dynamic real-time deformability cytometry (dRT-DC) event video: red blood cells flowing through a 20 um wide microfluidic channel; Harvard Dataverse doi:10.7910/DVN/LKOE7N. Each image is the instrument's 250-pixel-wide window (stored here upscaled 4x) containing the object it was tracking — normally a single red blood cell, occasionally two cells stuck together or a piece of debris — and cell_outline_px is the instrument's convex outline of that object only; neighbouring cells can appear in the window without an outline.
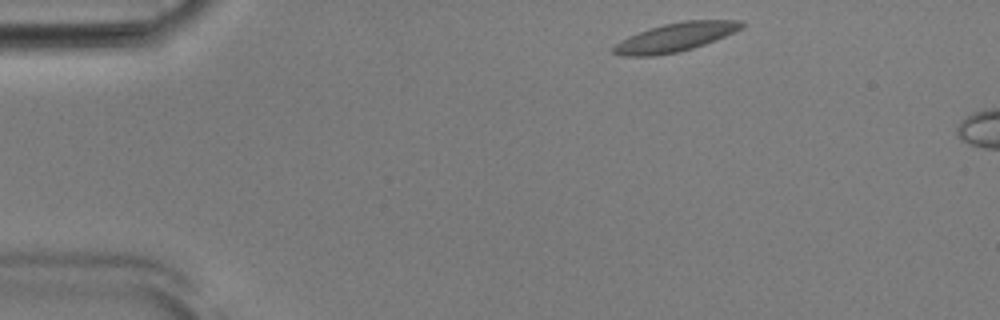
{"species": "Egyptian fruit bat (a non-hibernating species)", "species_latin": "Rousettus aegyptiacus", "temperature_condition": "room temperature", "stored_images_in_passage": 46, "camera_frame_rate_fps": 3000, "um_per_image_px": 0.085, "animal": {"sex": "male"}, "frame": {"image": 1, "passage_image": 2, "time_ms": 0.333, "image_size_px": [1000, 320], "cell_outline_px": [[744, 28], [716, 40], [680, 52], [652, 56], [620, 56], [612, 52], [612, 48], [620, 40], [628, 36], [664, 24], [684, 20], [740, 20], [744, 24]], "centroid_in_image_um": [57.41, 3.17], "position_along_channel_um": 27.6, "area_um2": 21.39}}
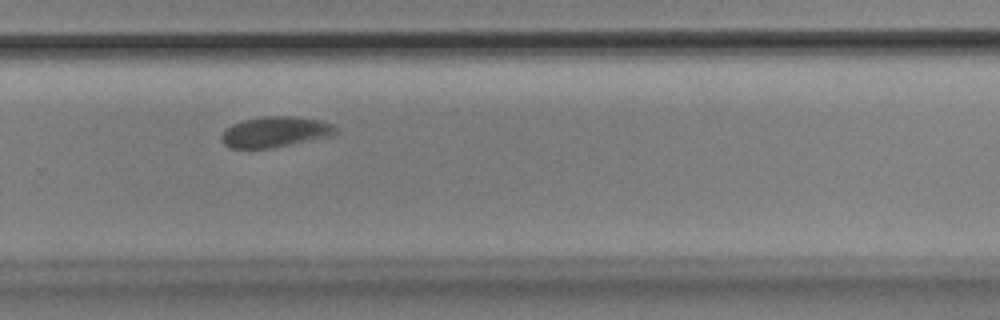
{"frame": {"image": 2, "passage_image": 30, "time_ms": 9.667, "image_size_px": [1000, 320], "cell_outline_px": [[340, 132], [332, 136], [272, 148], [228, 148], [220, 140], [220, 136], [232, 124], [244, 120], [264, 116], [292, 116], [320, 120], [332, 124]], "centroid_in_image_um": [23.41, 11.22], "position_along_channel_um": 306.4, "area_um2": 20.46}}
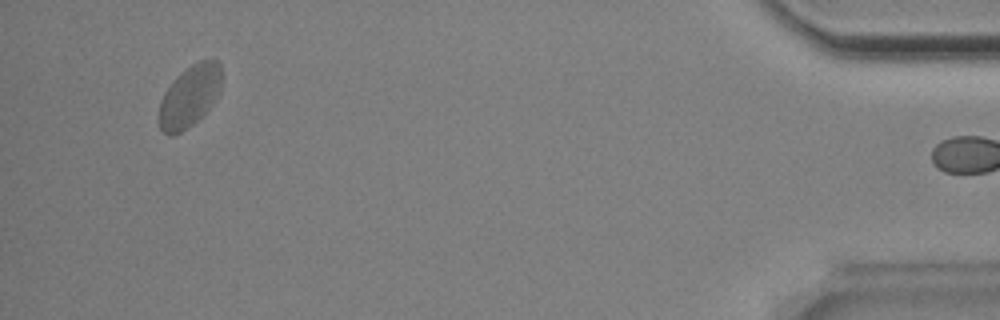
{"frame": {"image": 3, "passage_image": 45, "time_ms": 14.667, "image_size_px": [1000, 320], "cell_outline_px": [[220, 92], [212, 104], [192, 124], [180, 132], [172, 136], [168, 136], [160, 128], [160, 100], [164, 92], [176, 76], [180, 72], [192, 64], [200, 60], [216, 60], [220, 64]], "centroid_in_image_um": [16.1, 8.16], "position_along_channel_um": 419.1, "area_um2": 22.14}, "authors_computed_cell_mechanics": {"area_um2": 20.8947, "velocity_mm_per_s": 3.7089, "shape_relaxation_time_tau1_ms": 3.0323, "shape_relaxation_time_tau2_ms": 2.3813, "deformation_change_tau1": 0.0872, "deformation_change_tau2": 0.046}}